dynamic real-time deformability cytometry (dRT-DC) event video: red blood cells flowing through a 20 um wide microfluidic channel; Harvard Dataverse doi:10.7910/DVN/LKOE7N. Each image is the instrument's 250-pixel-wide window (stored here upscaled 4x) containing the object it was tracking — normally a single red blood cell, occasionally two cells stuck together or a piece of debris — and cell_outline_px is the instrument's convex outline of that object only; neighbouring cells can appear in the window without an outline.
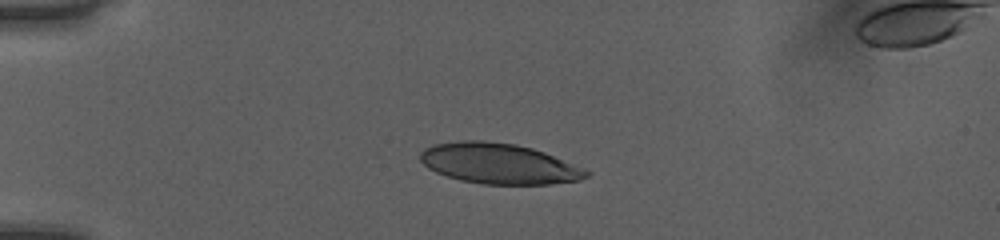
{"species": "human", "species_latin": "Homo sapiens", "temperature_condition": "room temperature", "stored_images_in_passage": 40, "camera_frame_rate_fps": 3000, "um_per_image_px": 0.085, "donor": {"sex": "female"}, "frame": {"image": 1, "passage_image": 2, "time_ms": 0.333, "image_size_px": [1000, 240], "cell_outline_px": [[592, 172], [588, 176], [580, 180], [548, 184], [484, 184], [460, 180], [436, 172], [428, 168], [420, 160], [420, 152], [424, 148], [432, 144], [464, 140], [484, 140], [516, 144], [532, 148], [544, 152], [584, 168]], "centroid_in_image_um": [42.4, 13.9], "position_along_channel_um": 42.6, "area_um2": 39.25}}
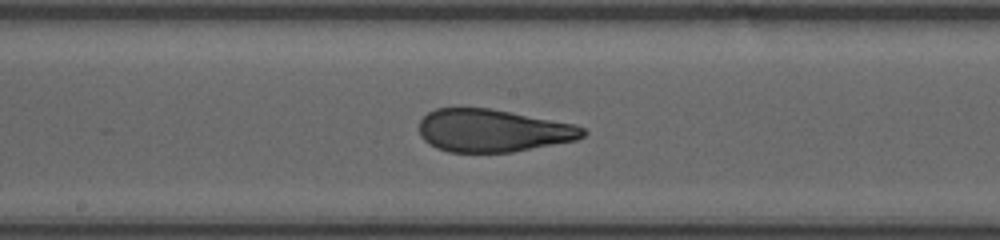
{"frame": {"image": 2, "passage_image": 17, "time_ms": 5.333, "image_size_px": [1000, 240], "cell_outline_px": [[588, 132], [584, 136], [576, 140], [512, 152], [448, 152], [436, 148], [428, 144], [420, 136], [420, 120], [428, 112], [436, 108], [488, 108], [572, 124], [584, 128]], "centroid_in_image_um": [41.85, 11.11], "position_along_channel_um": 206.3, "area_um2": 40.46}}
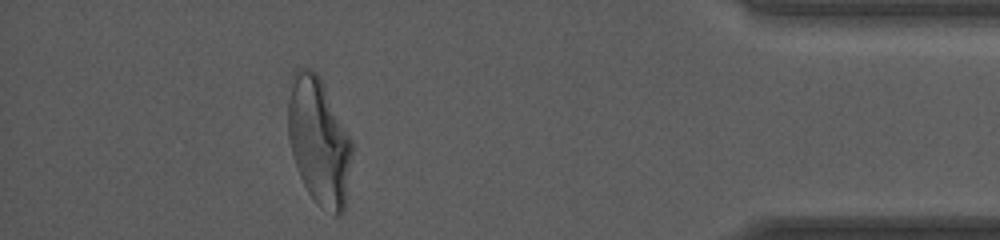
{"frame": {"image": 3, "passage_image": 35, "time_ms": 11.333, "image_size_px": [1000, 240], "cell_outline_px": [[356, 144], [344, 212], [340, 216], [336, 216], [316, 204], [308, 192], [296, 168], [288, 136], [288, 100], [292, 72], [296, 68], [312, 68], [320, 76]], "centroid_in_image_um": [27.16, 12.0], "position_along_channel_um": 408.0, "area_um2": 48.9}, "authors_computed_cell_mechanics": {"area_um2": 42.194, "velocity_mm_per_s": 4.06, "shape_relaxation_time_tau1_ms": 8.2239, "shape_relaxation_time_tau2_ms": 0.9509, "deformation_change_tau1": 0.2876, "deformation_change_tau2": 0.0935}}